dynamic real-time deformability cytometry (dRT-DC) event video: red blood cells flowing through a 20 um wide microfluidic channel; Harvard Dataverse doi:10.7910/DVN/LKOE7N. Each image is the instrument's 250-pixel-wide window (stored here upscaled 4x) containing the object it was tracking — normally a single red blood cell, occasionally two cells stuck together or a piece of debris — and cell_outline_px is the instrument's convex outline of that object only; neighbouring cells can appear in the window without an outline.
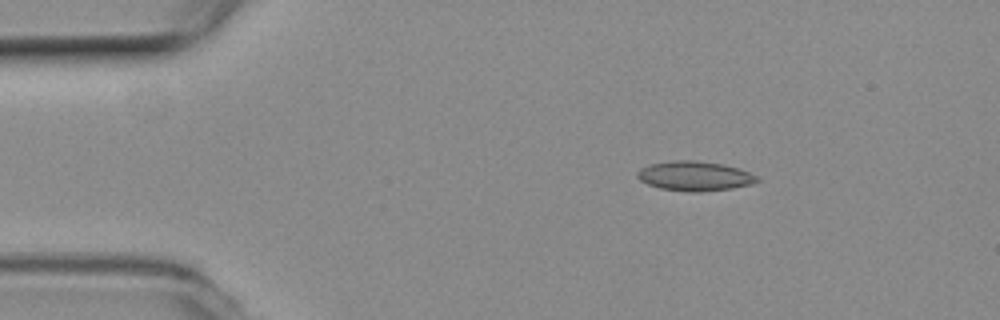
{"species": "common noctule bat (a hibernating species)", "species_latin": "Nyctalus noctula", "temperature_condition": "room temperature", "stored_images_in_passage": 8, "camera_frame_rate_fps": 3000, "um_per_image_px": 0.085, "animal": {"sex": "female", "body_mass_g": 19.3, "forearm_length_mm": 54.1}, "frame": {"image": 1, "passage_image": 1, "time_ms": 0.0, "image_size_px": [1000, 320], "cell_outline_px": [[760, 180], [752, 184], [732, 188], [700, 192], [688, 192], [660, 188], [648, 184], [640, 180], [636, 176], [636, 172], [640, 168], [648, 164], [676, 160], [696, 160], [724, 164], [748, 172], [756, 176]], "centroid_in_image_um": [59.01, 14.96], "position_along_channel_um": 26.0, "area_um2": 20.69}}